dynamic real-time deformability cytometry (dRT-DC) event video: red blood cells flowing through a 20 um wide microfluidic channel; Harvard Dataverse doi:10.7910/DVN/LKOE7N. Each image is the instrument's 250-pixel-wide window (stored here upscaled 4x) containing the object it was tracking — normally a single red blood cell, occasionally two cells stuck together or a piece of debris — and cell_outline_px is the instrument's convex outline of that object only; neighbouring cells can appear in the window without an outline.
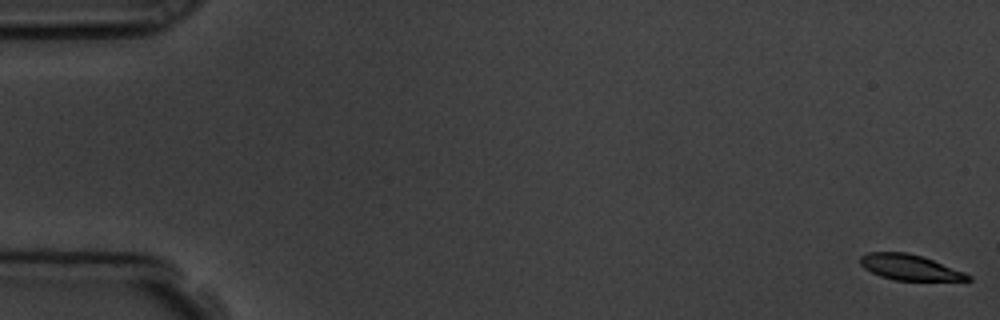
{"species": "common noctule bat (a hibernating species)", "species_latin": "Nyctalus noctula", "temperature_condition": "room temperature", "stored_images_in_passage": 16, "camera_frame_rate_fps": 3000, "um_per_image_px": 0.085, "animal": {"sex": "male", "body_mass_g": 19.5, "forearm_length_mm": 54.6}, "frame": {"image": 1, "passage_image": 1, "time_ms": 0.0, "image_size_px": [1000, 320], "cell_outline_px": [[972, 280], [896, 280], [880, 276], [864, 268], [860, 264], [860, 256], [868, 252], [908, 252], [932, 260], [964, 272], [972, 276]], "centroid_in_image_um": [77.29, 22.72], "position_along_channel_um": 7.7, "area_um2": 15.78}}
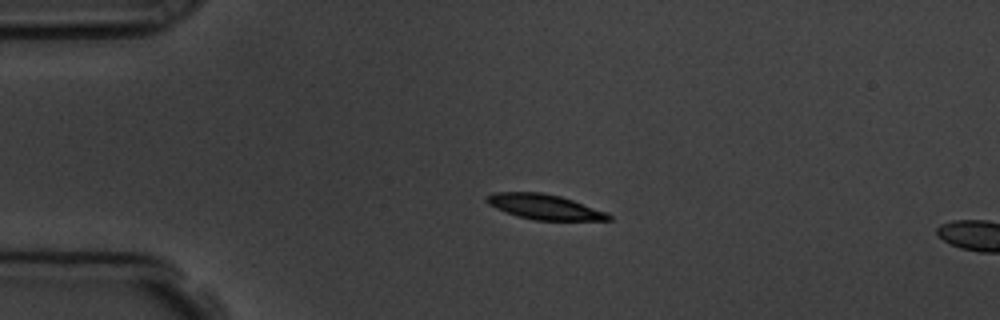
{"frame": {"image": 2, "passage_image": 13, "time_ms": 4.0, "image_size_px": [1000, 320], "cell_outline_px": [[612, 220], [536, 220], [516, 216], [496, 208], [488, 204], [484, 200], [484, 196], [492, 192], [540, 192], [560, 196], [608, 212], [612, 216]], "centroid_in_image_um": [46.25, 17.57], "position_along_channel_um": 38.8, "area_um2": 17.92}}